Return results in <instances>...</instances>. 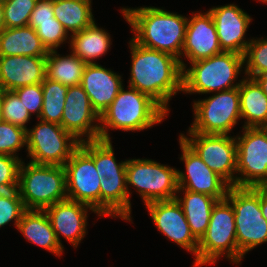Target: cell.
I'll return each instance as SVG.
<instances>
[{"label":"cell","mask_w":267,"mask_h":267,"mask_svg":"<svg viewBox=\"0 0 267 267\" xmlns=\"http://www.w3.org/2000/svg\"><path fill=\"white\" fill-rule=\"evenodd\" d=\"M26 208L20 197L18 189L0 191V228L14 221L17 229Z\"/></svg>","instance_id":"37"},{"label":"cell","mask_w":267,"mask_h":267,"mask_svg":"<svg viewBox=\"0 0 267 267\" xmlns=\"http://www.w3.org/2000/svg\"><path fill=\"white\" fill-rule=\"evenodd\" d=\"M188 135V136H187ZM181 133L179 137L230 186H236L237 146L234 136ZM189 137V138H188Z\"/></svg>","instance_id":"12"},{"label":"cell","mask_w":267,"mask_h":267,"mask_svg":"<svg viewBox=\"0 0 267 267\" xmlns=\"http://www.w3.org/2000/svg\"><path fill=\"white\" fill-rule=\"evenodd\" d=\"M13 92L26 107L30 116L36 113L35 115L37 119H39L43 107V90L41 83L22 86L13 90Z\"/></svg>","instance_id":"39"},{"label":"cell","mask_w":267,"mask_h":267,"mask_svg":"<svg viewBox=\"0 0 267 267\" xmlns=\"http://www.w3.org/2000/svg\"><path fill=\"white\" fill-rule=\"evenodd\" d=\"M122 76L98 63L86 64L80 85L87 93L93 110L100 117L123 87Z\"/></svg>","instance_id":"21"},{"label":"cell","mask_w":267,"mask_h":267,"mask_svg":"<svg viewBox=\"0 0 267 267\" xmlns=\"http://www.w3.org/2000/svg\"><path fill=\"white\" fill-rule=\"evenodd\" d=\"M24 238L60 257L64 249L60 246L51 221L44 210H26L17 227Z\"/></svg>","instance_id":"22"},{"label":"cell","mask_w":267,"mask_h":267,"mask_svg":"<svg viewBox=\"0 0 267 267\" xmlns=\"http://www.w3.org/2000/svg\"><path fill=\"white\" fill-rule=\"evenodd\" d=\"M226 199L234 209L240 264L246 253L267 242V220L260 208V187L230 186Z\"/></svg>","instance_id":"7"},{"label":"cell","mask_w":267,"mask_h":267,"mask_svg":"<svg viewBox=\"0 0 267 267\" xmlns=\"http://www.w3.org/2000/svg\"><path fill=\"white\" fill-rule=\"evenodd\" d=\"M242 128L235 136L236 186L267 187V127Z\"/></svg>","instance_id":"11"},{"label":"cell","mask_w":267,"mask_h":267,"mask_svg":"<svg viewBox=\"0 0 267 267\" xmlns=\"http://www.w3.org/2000/svg\"><path fill=\"white\" fill-rule=\"evenodd\" d=\"M182 67L183 94H211L237 88L242 82L238 75L244 66V55L222 52Z\"/></svg>","instance_id":"4"},{"label":"cell","mask_w":267,"mask_h":267,"mask_svg":"<svg viewBox=\"0 0 267 267\" xmlns=\"http://www.w3.org/2000/svg\"><path fill=\"white\" fill-rule=\"evenodd\" d=\"M222 256L239 264L234 209L226 198L214 205L207 231L198 241L196 267L216 264Z\"/></svg>","instance_id":"5"},{"label":"cell","mask_w":267,"mask_h":267,"mask_svg":"<svg viewBox=\"0 0 267 267\" xmlns=\"http://www.w3.org/2000/svg\"><path fill=\"white\" fill-rule=\"evenodd\" d=\"M244 74L255 78L267 73V38H252L244 54Z\"/></svg>","instance_id":"32"},{"label":"cell","mask_w":267,"mask_h":267,"mask_svg":"<svg viewBox=\"0 0 267 267\" xmlns=\"http://www.w3.org/2000/svg\"><path fill=\"white\" fill-rule=\"evenodd\" d=\"M177 194L176 200L183 209L193 236L199 241L207 231L212 209L218 200L210 195L188 190H178Z\"/></svg>","instance_id":"25"},{"label":"cell","mask_w":267,"mask_h":267,"mask_svg":"<svg viewBox=\"0 0 267 267\" xmlns=\"http://www.w3.org/2000/svg\"><path fill=\"white\" fill-rule=\"evenodd\" d=\"M38 0H4L5 28L28 26Z\"/></svg>","instance_id":"35"},{"label":"cell","mask_w":267,"mask_h":267,"mask_svg":"<svg viewBox=\"0 0 267 267\" xmlns=\"http://www.w3.org/2000/svg\"><path fill=\"white\" fill-rule=\"evenodd\" d=\"M124 86L99 119V140L111 141L109 128L143 131L163 122L168 113L149 95Z\"/></svg>","instance_id":"3"},{"label":"cell","mask_w":267,"mask_h":267,"mask_svg":"<svg viewBox=\"0 0 267 267\" xmlns=\"http://www.w3.org/2000/svg\"><path fill=\"white\" fill-rule=\"evenodd\" d=\"M193 102L194 121L187 133L230 135L241 119L238 87Z\"/></svg>","instance_id":"9"},{"label":"cell","mask_w":267,"mask_h":267,"mask_svg":"<svg viewBox=\"0 0 267 267\" xmlns=\"http://www.w3.org/2000/svg\"><path fill=\"white\" fill-rule=\"evenodd\" d=\"M37 122L33 128L26 130L27 157L31 158L29 162L64 166L80 142L61 125L40 119Z\"/></svg>","instance_id":"10"},{"label":"cell","mask_w":267,"mask_h":267,"mask_svg":"<svg viewBox=\"0 0 267 267\" xmlns=\"http://www.w3.org/2000/svg\"><path fill=\"white\" fill-rule=\"evenodd\" d=\"M46 77V56H0V90L40 84Z\"/></svg>","instance_id":"20"},{"label":"cell","mask_w":267,"mask_h":267,"mask_svg":"<svg viewBox=\"0 0 267 267\" xmlns=\"http://www.w3.org/2000/svg\"><path fill=\"white\" fill-rule=\"evenodd\" d=\"M5 28L4 24V5L3 1L0 0V31Z\"/></svg>","instance_id":"43"},{"label":"cell","mask_w":267,"mask_h":267,"mask_svg":"<svg viewBox=\"0 0 267 267\" xmlns=\"http://www.w3.org/2000/svg\"><path fill=\"white\" fill-rule=\"evenodd\" d=\"M2 120L1 104H0V121Z\"/></svg>","instance_id":"44"},{"label":"cell","mask_w":267,"mask_h":267,"mask_svg":"<svg viewBox=\"0 0 267 267\" xmlns=\"http://www.w3.org/2000/svg\"><path fill=\"white\" fill-rule=\"evenodd\" d=\"M18 191L26 210H45L67 199L65 169L22 161Z\"/></svg>","instance_id":"6"},{"label":"cell","mask_w":267,"mask_h":267,"mask_svg":"<svg viewBox=\"0 0 267 267\" xmlns=\"http://www.w3.org/2000/svg\"><path fill=\"white\" fill-rule=\"evenodd\" d=\"M28 26L35 29L43 45L48 51L57 50L58 47L70 43V34L64 29L63 25L54 17L53 21L29 22Z\"/></svg>","instance_id":"34"},{"label":"cell","mask_w":267,"mask_h":267,"mask_svg":"<svg viewBox=\"0 0 267 267\" xmlns=\"http://www.w3.org/2000/svg\"><path fill=\"white\" fill-rule=\"evenodd\" d=\"M0 104L2 121L28 129L26 123L30 121L31 116L13 91L0 90Z\"/></svg>","instance_id":"33"},{"label":"cell","mask_w":267,"mask_h":267,"mask_svg":"<svg viewBox=\"0 0 267 267\" xmlns=\"http://www.w3.org/2000/svg\"><path fill=\"white\" fill-rule=\"evenodd\" d=\"M79 145L93 158L97 173L101 178L126 177L127 160L117 162L112 141H85Z\"/></svg>","instance_id":"30"},{"label":"cell","mask_w":267,"mask_h":267,"mask_svg":"<svg viewBox=\"0 0 267 267\" xmlns=\"http://www.w3.org/2000/svg\"><path fill=\"white\" fill-rule=\"evenodd\" d=\"M129 48L131 69L127 87L149 95L169 114L170 100L182 93L180 60L168 53L140 46L132 38Z\"/></svg>","instance_id":"1"},{"label":"cell","mask_w":267,"mask_h":267,"mask_svg":"<svg viewBox=\"0 0 267 267\" xmlns=\"http://www.w3.org/2000/svg\"><path fill=\"white\" fill-rule=\"evenodd\" d=\"M177 169L152 159H127L126 181L129 194V222L131 217V189H136L144 204L175 199L179 189Z\"/></svg>","instance_id":"8"},{"label":"cell","mask_w":267,"mask_h":267,"mask_svg":"<svg viewBox=\"0 0 267 267\" xmlns=\"http://www.w3.org/2000/svg\"><path fill=\"white\" fill-rule=\"evenodd\" d=\"M111 36L94 22L90 27L70 36V49L85 64H96L111 48Z\"/></svg>","instance_id":"26"},{"label":"cell","mask_w":267,"mask_h":267,"mask_svg":"<svg viewBox=\"0 0 267 267\" xmlns=\"http://www.w3.org/2000/svg\"><path fill=\"white\" fill-rule=\"evenodd\" d=\"M67 198L92 207L100 215V180L93 158L79 145L63 166Z\"/></svg>","instance_id":"13"},{"label":"cell","mask_w":267,"mask_h":267,"mask_svg":"<svg viewBox=\"0 0 267 267\" xmlns=\"http://www.w3.org/2000/svg\"><path fill=\"white\" fill-rule=\"evenodd\" d=\"M44 211L51 221L60 246L63 248L61 235L75 248L84 239L87 233L88 211L100 216L89 205L68 198L47 207Z\"/></svg>","instance_id":"18"},{"label":"cell","mask_w":267,"mask_h":267,"mask_svg":"<svg viewBox=\"0 0 267 267\" xmlns=\"http://www.w3.org/2000/svg\"><path fill=\"white\" fill-rule=\"evenodd\" d=\"M99 119L83 87L81 85L69 87L61 127L80 143L99 140Z\"/></svg>","instance_id":"16"},{"label":"cell","mask_w":267,"mask_h":267,"mask_svg":"<svg viewBox=\"0 0 267 267\" xmlns=\"http://www.w3.org/2000/svg\"><path fill=\"white\" fill-rule=\"evenodd\" d=\"M242 127H267V95L253 78L243 77L239 85Z\"/></svg>","instance_id":"23"},{"label":"cell","mask_w":267,"mask_h":267,"mask_svg":"<svg viewBox=\"0 0 267 267\" xmlns=\"http://www.w3.org/2000/svg\"><path fill=\"white\" fill-rule=\"evenodd\" d=\"M110 216L129 222V194L126 177L100 180V217Z\"/></svg>","instance_id":"27"},{"label":"cell","mask_w":267,"mask_h":267,"mask_svg":"<svg viewBox=\"0 0 267 267\" xmlns=\"http://www.w3.org/2000/svg\"><path fill=\"white\" fill-rule=\"evenodd\" d=\"M260 208L263 217L267 220V187H260Z\"/></svg>","instance_id":"41"},{"label":"cell","mask_w":267,"mask_h":267,"mask_svg":"<svg viewBox=\"0 0 267 267\" xmlns=\"http://www.w3.org/2000/svg\"><path fill=\"white\" fill-rule=\"evenodd\" d=\"M91 4L92 0H53L54 17L71 36L95 22Z\"/></svg>","instance_id":"28"},{"label":"cell","mask_w":267,"mask_h":267,"mask_svg":"<svg viewBox=\"0 0 267 267\" xmlns=\"http://www.w3.org/2000/svg\"><path fill=\"white\" fill-rule=\"evenodd\" d=\"M257 1H260V2H262V3H264V4L267 3V0H257Z\"/></svg>","instance_id":"45"},{"label":"cell","mask_w":267,"mask_h":267,"mask_svg":"<svg viewBox=\"0 0 267 267\" xmlns=\"http://www.w3.org/2000/svg\"><path fill=\"white\" fill-rule=\"evenodd\" d=\"M180 160L185 164V172L178 169V190L203 193L218 201L226 198L230 185L211 170L203 160L179 137Z\"/></svg>","instance_id":"14"},{"label":"cell","mask_w":267,"mask_h":267,"mask_svg":"<svg viewBox=\"0 0 267 267\" xmlns=\"http://www.w3.org/2000/svg\"><path fill=\"white\" fill-rule=\"evenodd\" d=\"M23 159L0 155V191L18 189L19 171Z\"/></svg>","instance_id":"38"},{"label":"cell","mask_w":267,"mask_h":267,"mask_svg":"<svg viewBox=\"0 0 267 267\" xmlns=\"http://www.w3.org/2000/svg\"><path fill=\"white\" fill-rule=\"evenodd\" d=\"M24 146H27L26 130L1 120L0 155H9L19 158L17 152Z\"/></svg>","instance_id":"36"},{"label":"cell","mask_w":267,"mask_h":267,"mask_svg":"<svg viewBox=\"0 0 267 267\" xmlns=\"http://www.w3.org/2000/svg\"><path fill=\"white\" fill-rule=\"evenodd\" d=\"M53 0H38L31 13L29 22L53 21Z\"/></svg>","instance_id":"40"},{"label":"cell","mask_w":267,"mask_h":267,"mask_svg":"<svg viewBox=\"0 0 267 267\" xmlns=\"http://www.w3.org/2000/svg\"><path fill=\"white\" fill-rule=\"evenodd\" d=\"M222 53L216 26L209 11L192 12L188 18L185 41L181 58L186 57L189 63L206 59Z\"/></svg>","instance_id":"19"},{"label":"cell","mask_w":267,"mask_h":267,"mask_svg":"<svg viewBox=\"0 0 267 267\" xmlns=\"http://www.w3.org/2000/svg\"><path fill=\"white\" fill-rule=\"evenodd\" d=\"M85 66L72 51L62 56L51 50L46 56V77L68 87L80 85Z\"/></svg>","instance_id":"29"},{"label":"cell","mask_w":267,"mask_h":267,"mask_svg":"<svg viewBox=\"0 0 267 267\" xmlns=\"http://www.w3.org/2000/svg\"><path fill=\"white\" fill-rule=\"evenodd\" d=\"M48 52L35 29L30 26L0 31V56H47Z\"/></svg>","instance_id":"24"},{"label":"cell","mask_w":267,"mask_h":267,"mask_svg":"<svg viewBox=\"0 0 267 267\" xmlns=\"http://www.w3.org/2000/svg\"><path fill=\"white\" fill-rule=\"evenodd\" d=\"M124 19L131 26L133 40L148 49L168 53L181 59L188 18L176 12L154 6L121 8Z\"/></svg>","instance_id":"2"},{"label":"cell","mask_w":267,"mask_h":267,"mask_svg":"<svg viewBox=\"0 0 267 267\" xmlns=\"http://www.w3.org/2000/svg\"><path fill=\"white\" fill-rule=\"evenodd\" d=\"M216 26L222 52L244 55L251 39L246 40V32L253 20L238 5L227 4L209 10Z\"/></svg>","instance_id":"17"},{"label":"cell","mask_w":267,"mask_h":267,"mask_svg":"<svg viewBox=\"0 0 267 267\" xmlns=\"http://www.w3.org/2000/svg\"><path fill=\"white\" fill-rule=\"evenodd\" d=\"M254 79L261 86L263 92L267 95V73L257 75Z\"/></svg>","instance_id":"42"},{"label":"cell","mask_w":267,"mask_h":267,"mask_svg":"<svg viewBox=\"0 0 267 267\" xmlns=\"http://www.w3.org/2000/svg\"><path fill=\"white\" fill-rule=\"evenodd\" d=\"M157 230L168 240L194 255L196 267L198 240L193 236L180 203L175 199L154 201L145 205Z\"/></svg>","instance_id":"15"},{"label":"cell","mask_w":267,"mask_h":267,"mask_svg":"<svg viewBox=\"0 0 267 267\" xmlns=\"http://www.w3.org/2000/svg\"><path fill=\"white\" fill-rule=\"evenodd\" d=\"M43 107L39 119L61 125L68 86L45 77L41 83Z\"/></svg>","instance_id":"31"}]
</instances>
